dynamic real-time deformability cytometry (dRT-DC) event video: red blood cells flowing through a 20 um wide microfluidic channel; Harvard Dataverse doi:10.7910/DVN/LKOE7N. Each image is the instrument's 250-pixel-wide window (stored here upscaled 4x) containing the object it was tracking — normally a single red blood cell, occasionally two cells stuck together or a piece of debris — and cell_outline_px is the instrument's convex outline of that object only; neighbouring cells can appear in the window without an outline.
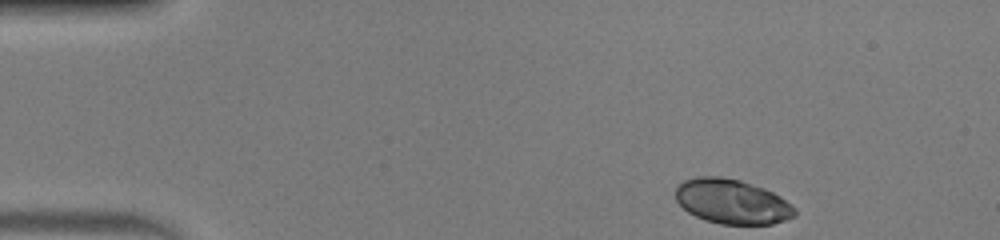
{"species": "human", "species_latin": "Homo sapiens", "temperature_condition": "warm", "stored_images_in_passage": 45, "camera_frame_rate_fps": 3000, "um_per_image_px": 0.085, "donor": {"sex": "male"}, "frame": {"image": 1, "passage_image": 1, "time_ms": 0.0, "image_size_px": [1000, 240], "cell_outline_px": [[796, 216], [772, 224], [720, 224], [704, 220], [688, 212], [676, 200], [676, 184], [684, 180], [700, 176], [720, 176], [740, 180], [764, 188], [780, 196], [792, 204], [796, 208]], "centroid_in_image_um": [62.22, 17.13], "position_along_channel_um": 22.8, "area_um2": 31.15}}
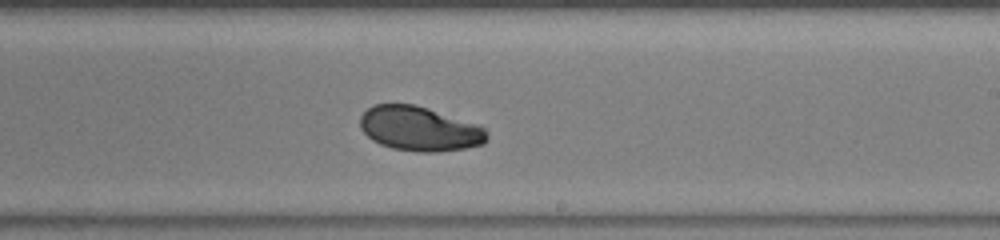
{"frame": {"image": 2, "passage_image": 25, "time_ms": 8.0, "image_size_px": [1000, 240], "cell_outline_px": [[488, 140], [484, 144], [464, 148], [436, 152], [420, 152], [392, 148], [380, 144], [372, 140], [360, 128], [360, 116], [372, 104], [412, 104], [428, 108], [476, 124], [484, 128], [488, 132]], "centroid_in_image_um": [35.65, 10.94], "position_along_channel_um": 253.4, "area_um2": 32.83}}
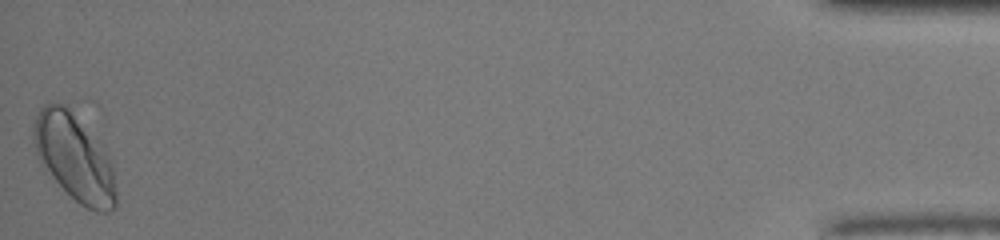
{"frame": {"image": 3, "passage_image": 45, "time_ms": 14.667, "image_size_px": [1000, 240], "cell_outline_px": [[116, 208], [108, 212], [96, 212], [80, 204], [40, 164], [32, 140], [32, 124], [40, 108], [44, 104], [68, 104], [112, 160], [116, 192]], "centroid_in_image_um": [6.32, 13.37], "position_along_channel_um": 428.9, "area_um2": 41.67}, "authors_computed_cell_mechanics": {"area_um2": 33.1194, "velocity_mm_per_s": 4.0379, "shape_relaxation_time_tau1_ms": 4.5774, "shape_relaxation_time_tau2_ms": 5.7247, "deformation_change_tau1": 0.1365, "deformation_change_tau2": 0.0501}}